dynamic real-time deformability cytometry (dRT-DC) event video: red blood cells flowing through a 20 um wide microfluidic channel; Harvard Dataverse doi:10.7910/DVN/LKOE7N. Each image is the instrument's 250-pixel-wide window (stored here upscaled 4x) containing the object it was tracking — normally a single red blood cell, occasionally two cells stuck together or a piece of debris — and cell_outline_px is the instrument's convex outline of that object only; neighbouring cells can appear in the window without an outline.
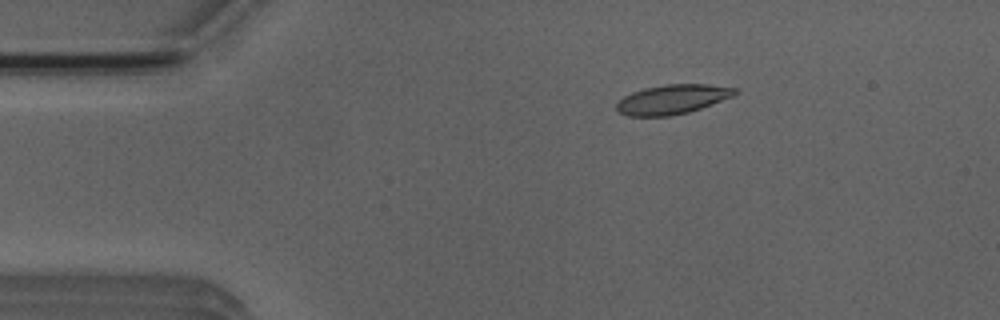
{"species": "Egyptian fruit bat (a non-hibernating species)", "species_latin": "Rousettus aegyptiacus", "temperature_condition": "room temperature", "stored_images_in_passage": 7, "camera_frame_rate_fps": 3000, "um_per_image_px": 0.085, "animal": {"sex": "male"}, "frame": {"image": 1, "passage_image": 2, "time_ms": 2.0, "image_size_px": [1000, 320], "cell_outline_px": [[736, 92], [732, 96], [700, 108], [688, 112], [668, 116], [628, 116], [616, 112], [616, 104], [624, 96], [632, 92], [644, 88], [664, 84], [708, 84], [736, 88]], "centroid_in_image_um": [57.09, 8.44], "position_along_channel_um": 27.9, "area_um2": 20.17}}
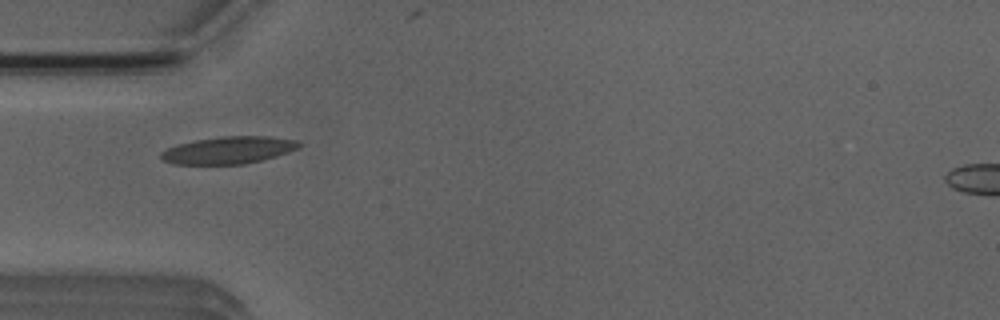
{"frame": {"image": 2, "passage_image": 4, "time_ms": 4.333, "image_size_px": [1000, 320], "cell_outline_px": [[300, 144], [296, 148], [288, 152], [276, 156], [244, 164], [176, 164], [164, 160], [160, 156], [160, 152], [176, 144], [196, 140], [224, 136], [272, 136], [296, 140]], "centroid_in_image_um": [19.41, 12.75], "position_along_channel_um": 65.6, "area_um2": 21.68}}
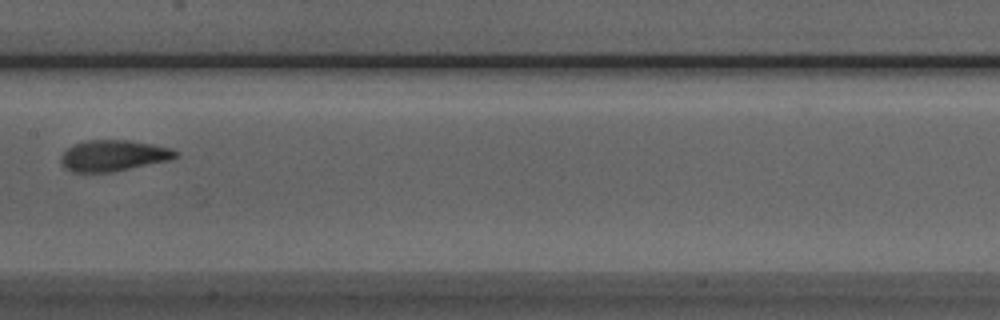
{"frame": {"image": 3, "passage_image": 7, "time_ms": 7.667, "image_size_px": [1000, 320], "cell_outline_px": [[180, 156], [168, 160], [112, 172], [72, 172], [60, 160], [60, 156], [68, 148], [76, 144], [88, 140], [128, 140], [152, 144], [172, 148], [180, 152]], "centroid_in_image_um": [9.69, 13.22], "position_along_channel_um": 197.7, "area_um2": 20.58}}